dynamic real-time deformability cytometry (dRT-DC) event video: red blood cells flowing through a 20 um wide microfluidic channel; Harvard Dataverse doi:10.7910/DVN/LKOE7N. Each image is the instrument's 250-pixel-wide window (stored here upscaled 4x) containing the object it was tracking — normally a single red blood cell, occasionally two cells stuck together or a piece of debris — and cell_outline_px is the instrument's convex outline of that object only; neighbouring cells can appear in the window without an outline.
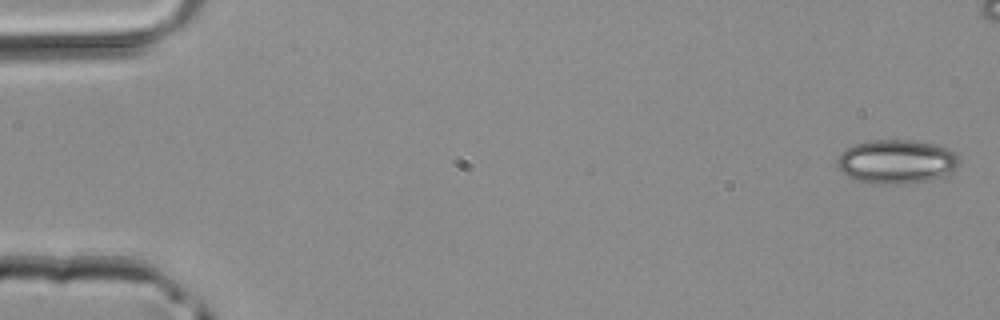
{"species": "common noctule bat (a hibernating species)", "species_latin": "Nyctalus noctula", "temperature_condition": "room temperature", "stored_images_in_passage": 5, "camera_frame_rate_fps": 3000, "um_per_image_px": 0.085, "animal": {"sex": "male", "body_mass_g": 20.4}, "frame": {"image": 1, "passage_image": 1, "time_ms": 0.0, "image_size_px": [1000, 320], "cell_outline_px": [[960, 164], [948, 172], [940, 176], [928, 180], [900, 184], [880, 184], [856, 180], [848, 176], [836, 164], [836, 160], [840, 152], [856, 144], [872, 140], [908, 140], [932, 144], [956, 152], [960, 160]], "centroid_in_image_um": [76.18, 13.73], "position_along_channel_um": 8.8, "area_um2": 30.81}}